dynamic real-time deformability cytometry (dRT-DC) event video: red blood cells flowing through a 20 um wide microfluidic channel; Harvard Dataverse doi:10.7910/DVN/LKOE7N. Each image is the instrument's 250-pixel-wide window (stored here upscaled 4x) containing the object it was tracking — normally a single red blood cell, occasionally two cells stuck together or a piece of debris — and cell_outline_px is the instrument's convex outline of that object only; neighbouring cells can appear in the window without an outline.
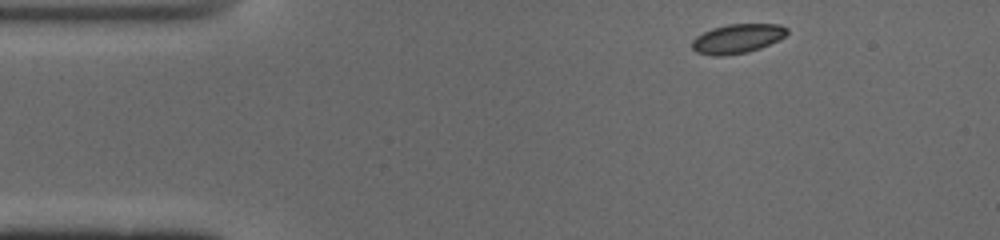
{"species": "common noctule bat (a hibernating species)", "species_latin": "Nyctalus noctula", "temperature_condition": "cold", "stored_images_in_passage": 45, "camera_frame_rate_fps": 3000, "um_per_image_px": 0.085, "animal": {"sex": "male", "body_mass_g": 19.0, "forearm_length_mm": 50.8}, "frame": {"image": 1, "passage_image": 1, "time_ms": 0.0, "image_size_px": [1000, 240], "cell_outline_px": [[788, 32], [784, 36], [760, 48], [744, 52], [720, 56], [716, 56], [696, 52], [692, 48], [692, 40], [696, 36], [712, 28], [728, 24], [780, 24], [788, 28]], "centroid_in_image_um": [62.65, 3.27], "position_along_channel_um": 22.3, "area_um2": 15.95}}
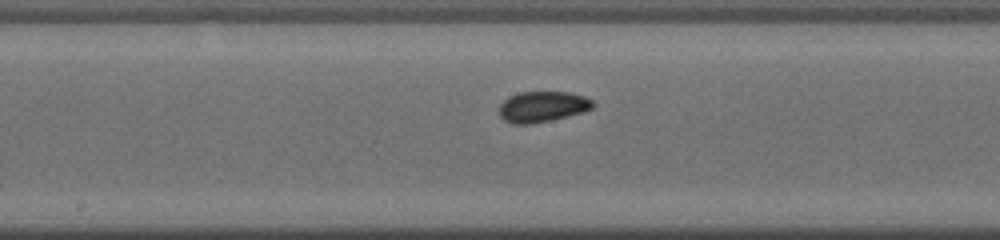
{"frame": {"image": 2, "passage_image": 20, "time_ms": 6.333, "image_size_px": [1000, 240], "cell_outline_px": [[596, 104], [592, 108], [580, 112], [548, 120], [528, 124], [512, 124], [504, 120], [500, 116], [500, 104], [508, 96], [520, 92], [568, 92], [584, 96], [592, 100]], "centroid_in_image_um": [46.08, 9.05], "position_along_channel_um": 202.1, "area_um2": 16.53}}
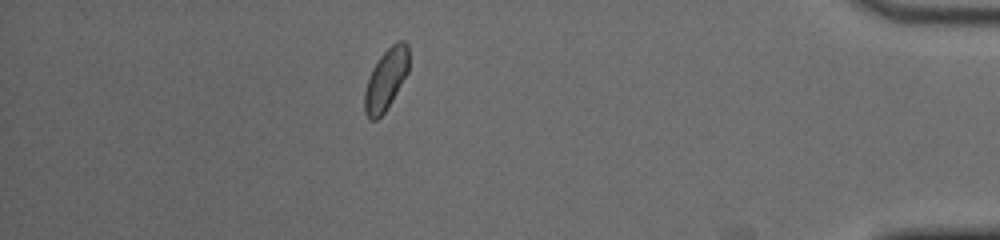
{"frame": {"image": 3, "passage_image": 39, "time_ms": 12.667, "image_size_px": [1000, 240], "cell_outline_px": [[408, 72], [384, 112], [376, 120], [372, 120], [364, 112], [364, 92], [372, 68], [380, 56], [396, 40], [404, 40], [408, 44]], "centroid_in_image_um": [32.8, 6.71], "position_along_channel_um": 402.4, "area_um2": 15.55}, "authors_computed_cell_mechanics": {"area_um2": 16.1262, "velocity_mm_per_s": 3.9025, "shape_relaxation_time_tau1_ms": 4.9559, "shape_relaxation_time_tau2_ms": 1.4509, "deformation_change_tau1": 0.0771, "deformation_change_tau2": 0.0391}}